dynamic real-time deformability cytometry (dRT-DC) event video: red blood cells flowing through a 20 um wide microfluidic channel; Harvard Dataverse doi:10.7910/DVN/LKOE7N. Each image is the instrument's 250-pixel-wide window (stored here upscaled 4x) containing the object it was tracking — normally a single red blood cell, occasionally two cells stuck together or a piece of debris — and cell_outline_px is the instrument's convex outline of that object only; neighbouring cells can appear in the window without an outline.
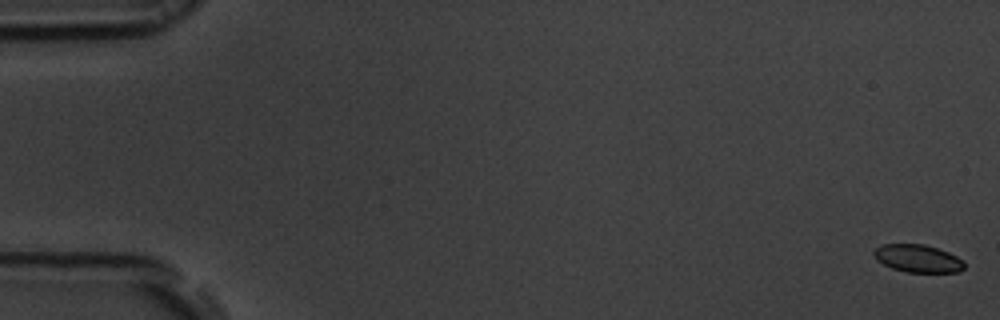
{"species": "common noctule bat (a hibernating species)", "species_latin": "Nyctalus noctula", "temperature_condition": "room temperature", "stored_images_in_passage": 14, "camera_frame_rate_fps": 3000, "um_per_image_px": 0.085, "animal": {"sex": "male", "body_mass_g": 19.5, "forearm_length_mm": 54.6}, "frame": {"image": 1, "passage_image": 1, "time_ms": 0.0, "image_size_px": [1000, 320], "cell_outline_px": [[964, 268], [960, 272], [908, 272], [892, 268], [876, 260], [872, 252], [880, 244], [924, 244], [948, 252], [964, 260]], "centroid_in_image_um": [78.01, 21.96], "position_along_channel_um": 7.0, "area_um2": 14.62}}